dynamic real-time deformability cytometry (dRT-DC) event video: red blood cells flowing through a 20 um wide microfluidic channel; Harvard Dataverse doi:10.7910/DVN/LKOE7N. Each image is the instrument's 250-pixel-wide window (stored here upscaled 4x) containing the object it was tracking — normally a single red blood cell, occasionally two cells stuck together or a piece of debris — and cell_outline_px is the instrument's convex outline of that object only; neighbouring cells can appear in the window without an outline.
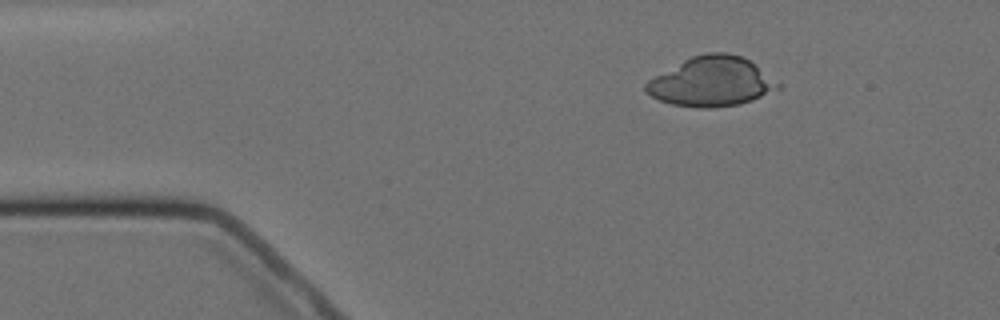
{"species": "Egyptian fruit bat (a non-hibernating species)", "species_latin": "Rousettus aegyptiacus", "temperature_condition": "cold", "stored_images_in_passage": 4, "camera_frame_rate_fps": 3000, "um_per_image_px": 0.085, "animal": {"sex": "female"}, "frame": {"image": 1, "passage_image": 1, "time_ms": 0.0, "image_size_px": [1000, 320], "cell_outline_px": [[780, 88], [752, 100], [740, 104], [716, 108], [700, 108], [672, 104], [660, 100], [644, 92], [644, 84], [648, 80], [684, 60], [692, 56], [704, 52], [728, 52], [740, 56], [748, 60], [780, 84]], "centroid_in_image_um": [60.44, 6.95], "position_along_channel_um": 24.6, "area_um2": 37.8}}